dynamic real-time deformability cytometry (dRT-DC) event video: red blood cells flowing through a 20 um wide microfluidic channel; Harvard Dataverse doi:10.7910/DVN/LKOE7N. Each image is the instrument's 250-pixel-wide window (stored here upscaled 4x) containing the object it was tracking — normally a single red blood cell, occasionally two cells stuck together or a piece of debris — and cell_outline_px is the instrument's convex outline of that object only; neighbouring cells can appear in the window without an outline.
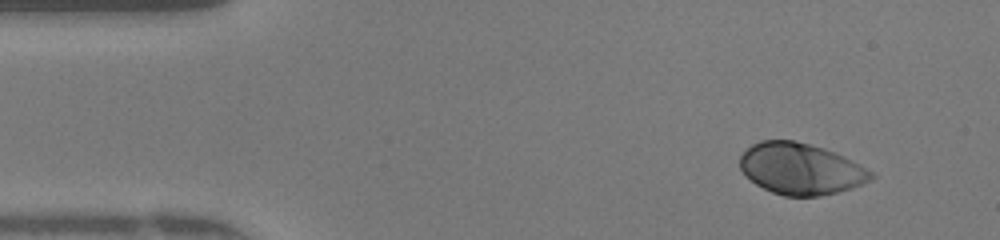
{"species": "human", "species_latin": "Homo sapiens", "temperature_condition": "warm", "stored_images_in_passage": 47, "camera_frame_rate_fps": 3000, "um_per_image_px": 0.085, "donor": {"sex": "female"}, "frame": {"image": 1, "passage_image": 4, "time_ms": 1.0, "image_size_px": [1000, 240], "cell_outline_px": [[876, 176], [872, 180], [852, 188], [820, 196], [784, 196], [772, 192], [756, 184], [744, 176], [740, 168], [740, 156], [752, 144], [760, 140], [796, 140], [824, 148], [836, 152], [860, 164], [872, 172]], "centroid_in_image_um": [68.07, 14.34], "position_along_channel_um": 16.9, "area_um2": 39.48}}
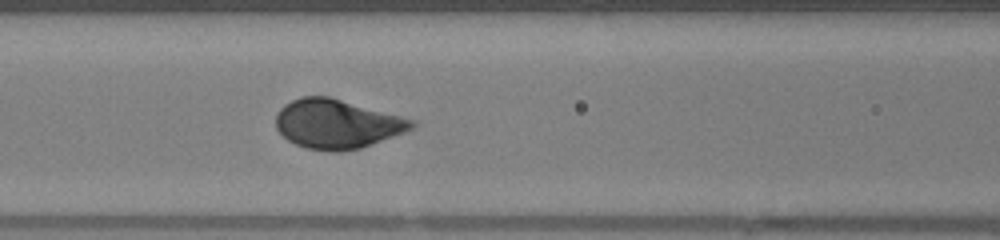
{"frame": {"image": 2, "passage_image": 19, "time_ms": 6.0, "image_size_px": [1000, 240], "cell_outline_px": [[416, 124], [412, 128], [404, 132], [372, 144], [360, 148], [340, 152], [328, 152], [304, 148], [288, 140], [276, 128], [276, 112], [284, 104], [292, 100], [304, 96], [328, 96], [416, 120]], "centroid_in_image_um": [28.62, 10.54], "position_along_channel_um": 138.0, "area_um2": 38.9}}
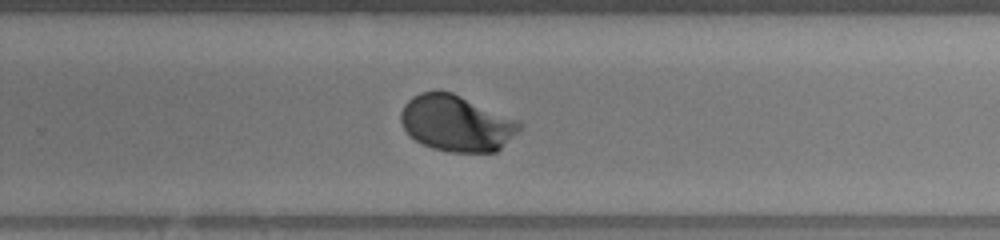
{"frame": {"image": 3, "passage_image": 30, "time_ms": 9.667, "image_size_px": [1000, 240], "cell_outline_px": [[524, 124], [496, 152], [448, 152], [432, 148], [416, 140], [400, 124], [400, 112], [404, 104], [412, 96], [420, 92], [452, 92], [520, 120]], "centroid_in_image_um": [38.79, 10.47], "position_along_channel_um": 291.0, "area_um2": 38.67}, "authors_computed_cell_mechanics": {"area_um2": 38.6682, "velocity_mm_per_s": 4.1861, "shape_relaxation_time_tau1_ms": 1.8294, "shape_relaxation_time_tau2_ms": null, "deformation_change_tau1": 0.1648, "deformation_change_tau2": null}}